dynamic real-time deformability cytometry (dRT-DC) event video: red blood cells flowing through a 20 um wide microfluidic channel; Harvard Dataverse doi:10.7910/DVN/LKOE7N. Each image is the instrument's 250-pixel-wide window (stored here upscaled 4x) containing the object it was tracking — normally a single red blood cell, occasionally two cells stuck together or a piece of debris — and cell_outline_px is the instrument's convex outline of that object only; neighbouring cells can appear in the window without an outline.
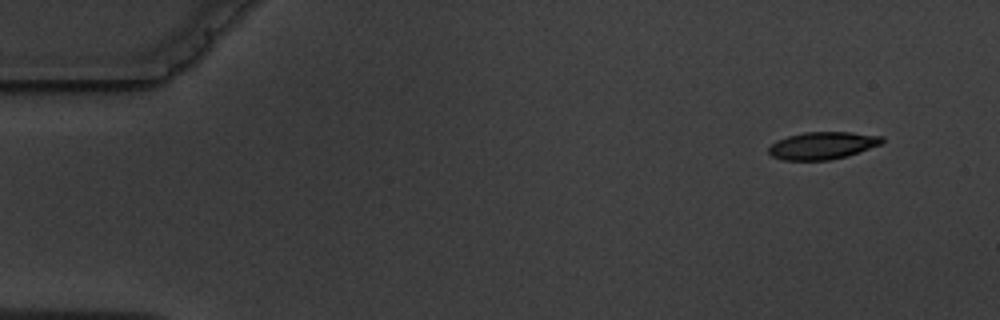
{"species": "common noctule bat (a hibernating species)", "species_latin": "Nyctalus noctula", "temperature_condition": "warm", "stored_images_in_passage": 5, "camera_frame_rate_fps": 3000, "um_per_image_px": 0.085, "animal": {"sex": "male", "body_mass_g": 19.5, "forearm_length_mm": 54.6}, "frame": {"image": 1, "passage_image": 1, "time_ms": 0.0, "image_size_px": [1000, 320], "cell_outline_px": [[884, 140], [880, 144], [848, 156], [828, 160], [784, 160], [772, 156], [768, 152], [768, 148], [776, 140], [788, 136], [804, 132], [852, 132], [884, 136]], "centroid_in_image_um": [69.91, 12.36], "position_along_channel_um": 15.1, "area_um2": 18.09}}
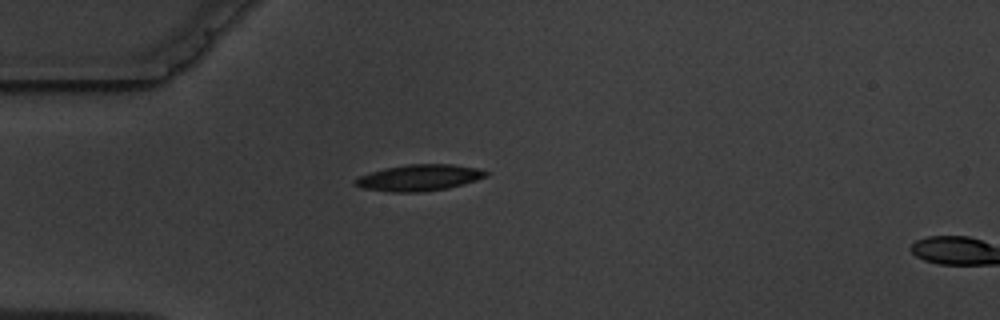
{"frame": {"image": 2, "passage_image": 4, "time_ms": 3.667, "image_size_px": [1000, 320], "cell_outline_px": [[488, 176], [464, 184], [448, 188], [420, 192], [392, 192], [364, 188], [356, 184], [356, 180], [360, 176], [384, 168], [408, 164], [452, 164], [476, 168], [488, 172]], "centroid_in_image_um": [35.68, 15.1], "position_along_channel_um": 49.3, "area_um2": 19.77}}